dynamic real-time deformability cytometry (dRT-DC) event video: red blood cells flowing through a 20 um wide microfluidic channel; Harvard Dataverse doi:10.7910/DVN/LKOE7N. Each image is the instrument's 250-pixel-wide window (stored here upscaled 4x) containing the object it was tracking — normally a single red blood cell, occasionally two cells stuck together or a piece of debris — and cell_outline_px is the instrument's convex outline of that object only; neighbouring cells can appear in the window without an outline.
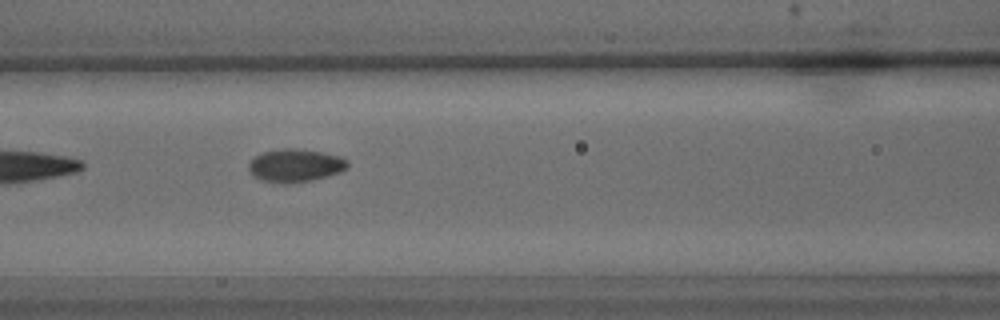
{"species": "common noctule bat (a hibernating species)", "species_latin": "Nyctalus noctula", "temperature_condition": "warm", "stored_images_in_passage": 10, "camera_frame_rate_fps": 3000, "um_per_image_px": 0.085, "animal": {"sex": "male", "body_mass_g": 15.6}, "frame": {"image": 1, "passage_image": 9, "time_ms": 9.667, "image_size_px": [1000, 320], "cell_outline_px": [[348, 168], [340, 172], [312, 180], [284, 184], [260, 180], [252, 176], [248, 168], [248, 164], [256, 156], [264, 152], [284, 148], [296, 148], [324, 152], [340, 156], [348, 160]], "centroid_in_image_um": [25.1, 14.07], "position_along_channel_um": 141.5, "area_um2": 19.13}}